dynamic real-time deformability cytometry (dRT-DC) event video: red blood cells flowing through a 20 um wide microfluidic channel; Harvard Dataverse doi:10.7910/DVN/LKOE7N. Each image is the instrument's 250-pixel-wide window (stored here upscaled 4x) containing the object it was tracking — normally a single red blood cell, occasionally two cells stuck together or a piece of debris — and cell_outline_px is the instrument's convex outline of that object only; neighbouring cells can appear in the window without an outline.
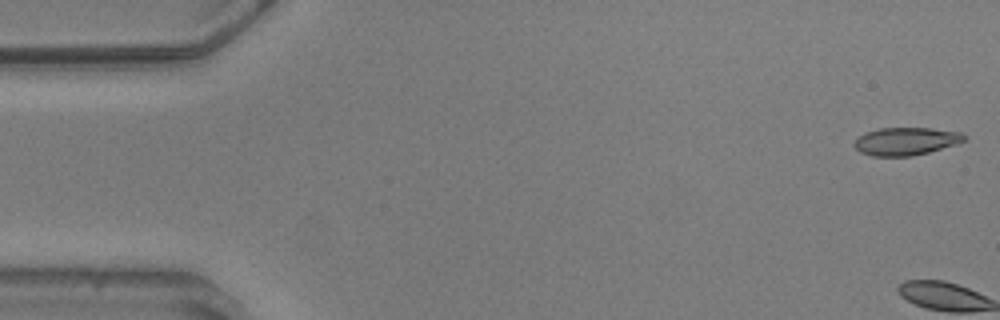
{"species": "common noctule bat (a hibernating species)", "species_latin": "Nyctalus noctula", "temperature_condition": "warm", "stored_images_in_passage": 3, "camera_frame_rate_fps": 3000, "um_per_image_px": 0.085, "animal": {"sex": "male", "body_mass_g": 20.5, "forearm_length_mm": 52.5}, "frame": {"image": 1, "passage_image": 1, "time_ms": 0.0, "image_size_px": [1000, 320], "cell_outline_px": [[968, 136], [964, 140], [956, 144], [928, 152], [912, 156], [872, 156], [860, 152], [852, 144], [864, 132], [880, 128], [932, 128], [960, 132]], "centroid_in_image_um": [76.99, 12.0], "position_along_channel_um": 8.0, "area_um2": 17.8}}